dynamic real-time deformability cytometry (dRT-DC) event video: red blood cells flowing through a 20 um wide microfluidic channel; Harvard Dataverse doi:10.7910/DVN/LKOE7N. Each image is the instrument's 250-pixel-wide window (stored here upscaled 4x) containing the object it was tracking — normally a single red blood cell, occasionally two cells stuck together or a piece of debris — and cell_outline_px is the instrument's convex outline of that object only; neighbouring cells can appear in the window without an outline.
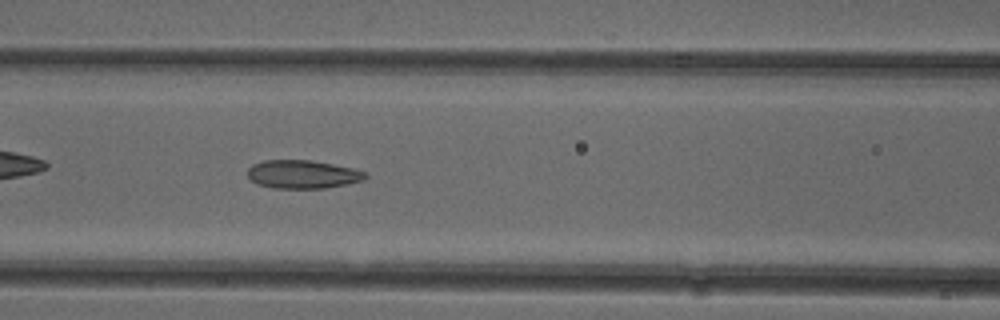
{"species": "common noctule bat (a hibernating species)", "species_latin": "Nyctalus noctula", "temperature_condition": "cold", "stored_images_in_passage": 38, "camera_frame_rate_fps": 3000, "um_per_image_px": 0.085, "animal": {"sex": "female"}, "frame": {"image": 1, "passage_image": 8, "time_ms": 2.333, "image_size_px": [1000, 320], "cell_outline_px": [[368, 176], [364, 180], [324, 188], [272, 188], [256, 184], [248, 176], [248, 168], [252, 164], [264, 160], [312, 160], [352, 168], [364, 172]], "centroid_in_image_um": [25.69, 14.81], "position_along_channel_um": 140.9, "area_um2": 19.36}}
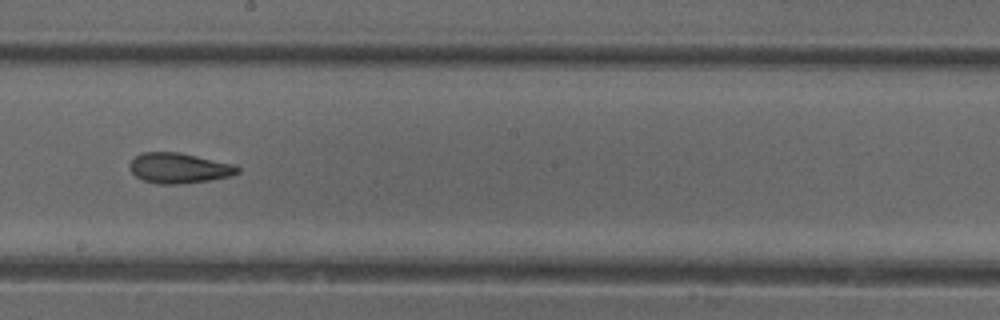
{"frame": {"image": 2, "passage_image": 15, "time_ms": 4.667, "image_size_px": [1000, 320], "cell_outline_px": [[240, 172], [232, 176], [208, 180], [180, 184], [160, 184], [144, 180], [136, 176], [128, 168], [128, 164], [136, 156], [144, 152], [180, 152], [236, 164], [240, 168]], "centroid_in_image_um": [15.25, 14.28], "position_along_channel_um": 233.0, "area_um2": 19.19}}
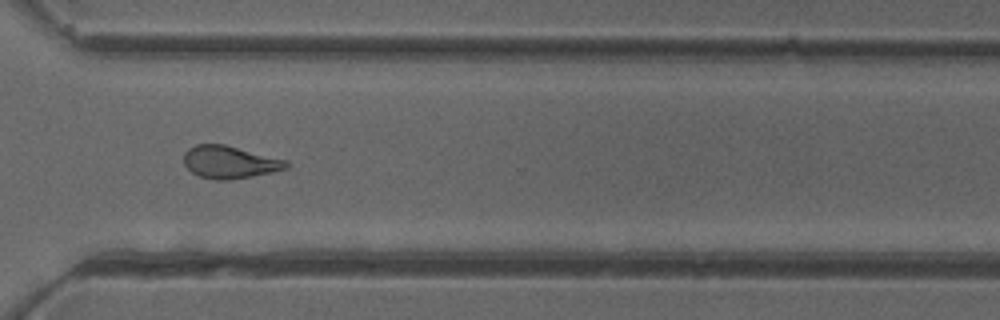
{"frame": {"image": 3, "passage_image": 24, "time_ms": 7.667, "image_size_px": [1000, 320], "cell_outline_px": [[288, 168], [272, 172], [232, 180], [216, 180], [200, 176], [192, 172], [184, 164], [184, 152], [188, 148], [196, 144], [224, 144], [288, 160]], "centroid_in_image_um": [19.53, 13.78], "position_along_channel_um": 351.1, "area_um2": 19.48}, "authors_computed_cell_mechanics": {"area_um2": 19.4497, "velocity_mm_per_s": 3.946, "shape_relaxation_time_tau1_ms": null, "shape_relaxation_time_tau2_ms": 2.2249, "deformation_change_tau1": null, "deformation_change_tau2": 0.0998}}